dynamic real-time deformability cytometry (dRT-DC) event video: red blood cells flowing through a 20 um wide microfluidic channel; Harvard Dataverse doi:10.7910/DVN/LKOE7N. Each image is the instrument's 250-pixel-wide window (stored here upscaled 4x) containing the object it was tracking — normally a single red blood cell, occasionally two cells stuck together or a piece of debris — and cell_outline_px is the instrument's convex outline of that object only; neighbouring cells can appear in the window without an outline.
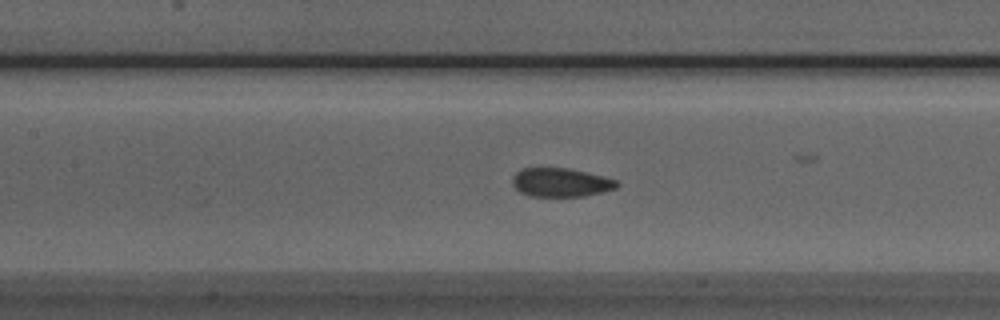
{"species": "Egyptian fruit bat (a non-hibernating species)", "species_latin": "Rousettus aegyptiacus", "temperature_condition": "room temperature", "stored_images_in_passage": 46, "camera_frame_rate_fps": 3000, "um_per_image_px": 0.085, "animal": {"sex": "male"}, "frame": {"image": 1, "passage_image": 16, "time_ms": 5.0, "image_size_px": [1000, 320], "cell_outline_px": [[620, 184], [616, 188], [584, 196], [528, 196], [520, 192], [512, 184], [512, 176], [516, 172], [524, 168], [568, 168], [604, 176], [616, 180]], "centroid_in_image_um": [47.65, 15.5], "position_along_channel_um": 159.8, "area_um2": 17.46}}
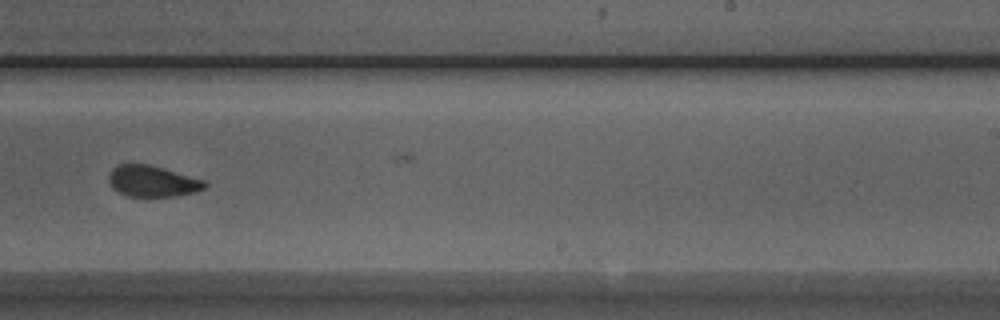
{"frame": {"image": 2, "passage_image": 25, "time_ms": 8.0, "image_size_px": [1000, 320], "cell_outline_px": [[208, 184], [204, 188], [196, 192], [176, 196], [128, 196], [112, 188], [108, 180], [108, 176], [112, 168], [120, 164], [148, 164], [204, 180]], "centroid_in_image_um": [12.94, 15.4], "position_along_channel_um": 276.1, "area_um2": 17.28}}
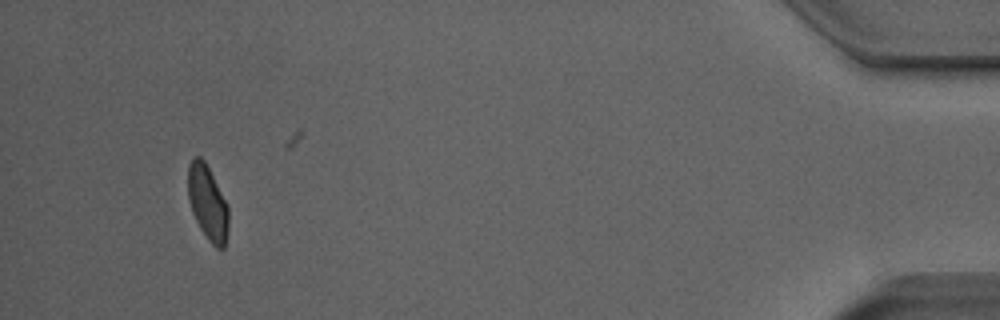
{"frame": {"image": 3, "passage_image": 42, "time_ms": 13.667, "image_size_px": [1000, 320], "cell_outline_px": [[228, 232], [224, 248], [216, 248], [208, 240], [200, 228], [192, 212], [188, 200], [188, 164], [196, 156], [200, 156], [204, 160], [228, 204]], "centroid_in_image_um": [17.65, 17.24], "position_along_channel_um": 417.6, "area_um2": 17.69}, "authors_computed_cell_mechanics": {"area_um2": 18.1203, "velocity_mm_per_s": 3.8948, "shape_relaxation_time_tau1_ms": 5.4683, "shape_relaxation_time_tau2_ms": 0.7449, "deformation_change_tau1": 0.1259, "deformation_change_tau2": 0.0423}}